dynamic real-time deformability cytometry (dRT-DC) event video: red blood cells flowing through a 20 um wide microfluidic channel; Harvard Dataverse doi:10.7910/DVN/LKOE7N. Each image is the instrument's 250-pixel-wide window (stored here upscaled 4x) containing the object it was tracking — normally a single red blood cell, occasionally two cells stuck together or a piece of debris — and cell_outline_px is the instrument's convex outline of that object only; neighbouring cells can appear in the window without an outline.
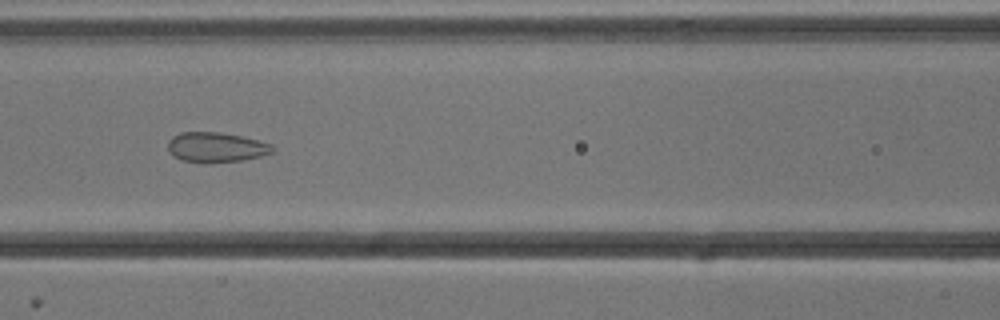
{"species": "common noctule bat (a hibernating species)", "species_latin": "Nyctalus noctula", "temperature_condition": "cold", "stored_images_in_passage": 48, "camera_frame_rate_fps": 3000, "um_per_image_px": 0.085, "animal": {"sex": "male", "body_mass_g": 13.3}, "frame": {"image": 1, "passage_image": 18, "time_ms": 5.667, "image_size_px": [1000, 320], "cell_outline_px": [[276, 148], [272, 152], [260, 156], [244, 160], [212, 164], [208, 164], [184, 160], [172, 156], [168, 148], [168, 140], [172, 136], [180, 132], [220, 132], [240, 136], [272, 144]], "centroid_in_image_um": [18.35, 12.53], "position_along_channel_um": 148.2, "area_um2": 18.5}}
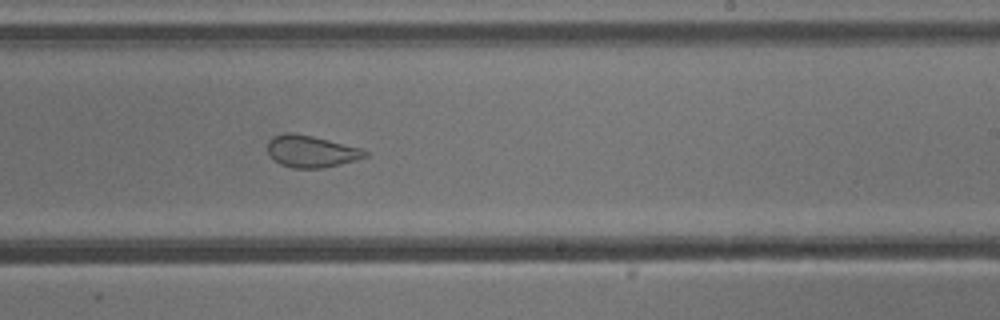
{"frame": {"image": 2, "passage_image": 27, "time_ms": 8.667, "image_size_px": [1000, 320], "cell_outline_px": [[368, 156], [356, 160], [324, 168], [292, 168], [280, 164], [272, 160], [268, 152], [268, 140], [272, 136], [284, 132], [292, 132], [312, 136], [360, 148], [368, 152]], "centroid_in_image_um": [26.4, 12.87], "position_along_channel_um": 262.6, "area_um2": 18.21}}
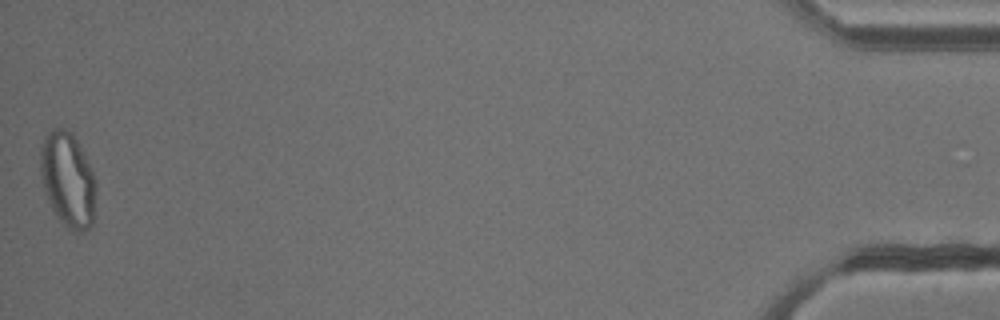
{"frame": {"image": 3, "passage_image": 48, "time_ms": 15.667, "image_size_px": [1000, 320], "cell_outline_px": [[96, 188], [92, 224], [84, 232], [72, 232], [56, 216], [44, 192], [40, 172], [40, 148], [44, 136], [52, 128], [64, 128], [72, 132], [92, 168], [96, 180]], "centroid_in_image_um": [5.76, 15.26], "position_along_channel_um": 429.4, "area_um2": 31.04}, "authors_computed_cell_mechanics": {"area_um2": 23.8425, "velocity_mm_per_s": 3.8137, "shape_relaxation_time_tau1_ms": null, "shape_relaxation_time_tau2_ms": 1.0711, "deformation_change_tau1": null, "deformation_change_tau2": 0.0744}}